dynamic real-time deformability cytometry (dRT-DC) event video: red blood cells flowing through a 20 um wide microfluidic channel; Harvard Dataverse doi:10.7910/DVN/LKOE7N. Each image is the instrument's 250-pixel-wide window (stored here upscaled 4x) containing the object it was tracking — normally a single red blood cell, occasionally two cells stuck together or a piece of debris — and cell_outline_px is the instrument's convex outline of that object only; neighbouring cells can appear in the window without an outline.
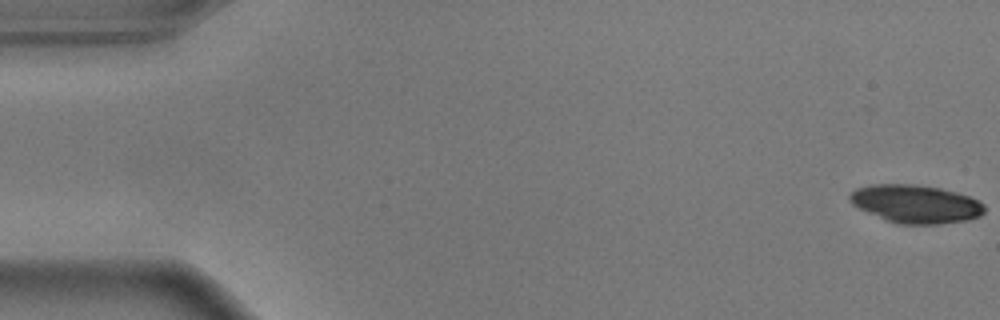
{"species": "common noctule bat (a hibernating species)", "species_latin": "Nyctalus noctula", "temperature_condition": "warm", "stored_images_in_passage": 55, "camera_frame_rate_fps": 3000, "um_per_image_px": 0.085, "animal": {"sex": "male", "body_mass_g": 17.9}, "frame": {"image": 1, "passage_image": 1, "time_ms": 0.0, "image_size_px": [1000, 320], "cell_outline_px": [[984, 212], [980, 216], [968, 220], [936, 224], [896, 224], [868, 212], [852, 204], [848, 200], [848, 196], [856, 188], [872, 184], [916, 184], [940, 188], [956, 192], [980, 200], [984, 204]], "centroid_in_image_um": [77.84, 17.33], "position_along_channel_um": 7.2, "area_um2": 30.0}}